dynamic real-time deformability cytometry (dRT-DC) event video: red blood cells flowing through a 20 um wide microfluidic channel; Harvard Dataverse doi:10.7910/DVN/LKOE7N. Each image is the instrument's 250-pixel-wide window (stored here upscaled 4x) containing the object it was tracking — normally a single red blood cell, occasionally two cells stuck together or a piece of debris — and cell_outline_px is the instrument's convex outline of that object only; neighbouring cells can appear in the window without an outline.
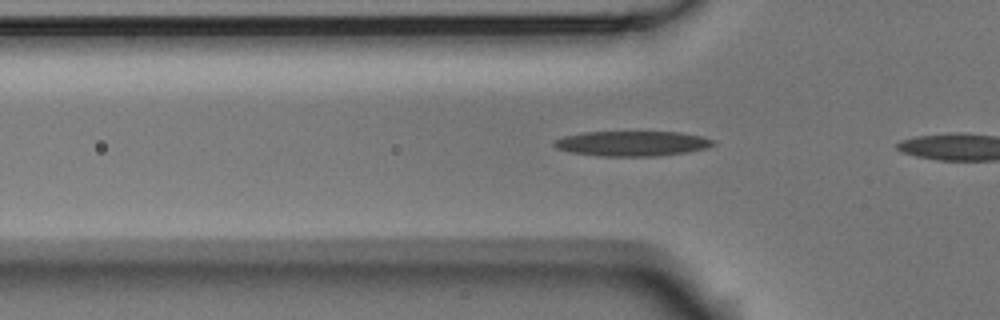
{"species": "Egyptian fruit bat (a non-hibernating species)", "species_latin": "Rousettus aegyptiacus", "temperature_condition": "room temperature", "stored_images_in_passage": 5, "camera_frame_rate_fps": 3000, "um_per_image_px": 0.085, "animal": {"sex": "male"}, "frame": {"image": 1, "passage_image": 5, "time_ms": 1.333, "image_size_px": [1000, 320], "cell_outline_px": [[716, 144], [708, 148], [688, 152], [656, 156], [600, 156], [572, 152], [556, 148], [552, 144], [556, 140], [564, 136], [584, 132], [680, 132], [704, 136], [716, 140]], "centroid_in_image_um": [53.81, 12.19], "position_along_channel_um": 72.0, "area_um2": 23.35}}